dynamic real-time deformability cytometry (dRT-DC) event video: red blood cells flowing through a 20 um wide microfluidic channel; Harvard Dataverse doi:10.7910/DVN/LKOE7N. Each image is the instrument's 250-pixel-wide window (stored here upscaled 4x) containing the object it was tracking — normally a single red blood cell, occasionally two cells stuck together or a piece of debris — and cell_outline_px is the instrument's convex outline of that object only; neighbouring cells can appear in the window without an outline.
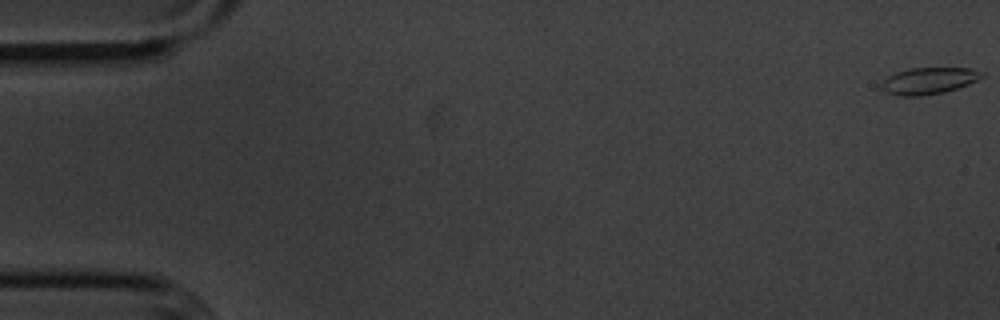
{"species": "common noctule bat (a hibernating species)", "species_latin": "Nyctalus noctula", "temperature_condition": "cold", "stored_images_in_passage": 56, "camera_frame_rate_fps": 3000, "um_per_image_px": 0.085, "animal": {"sex": "male", "body_mass_g": 20.1, "forearm_length_mm": 53.5}, "frame": {"image": 1, "passage_image": 1, "time_ms": 0.0, "image_size_px": [1000, 320], "cell_outline_px": [[984, 76], [968, 84], [944, 92], [920, 96], [896, 96], [880, 88], [880, 84], [888, 76], [896, 72], [912, 68], [972, 68], [984, 72]], "centroid_in_image_um": [78.94, 6.86], "position_along_channel_um": 6.1, "area_um2": 15.55}}
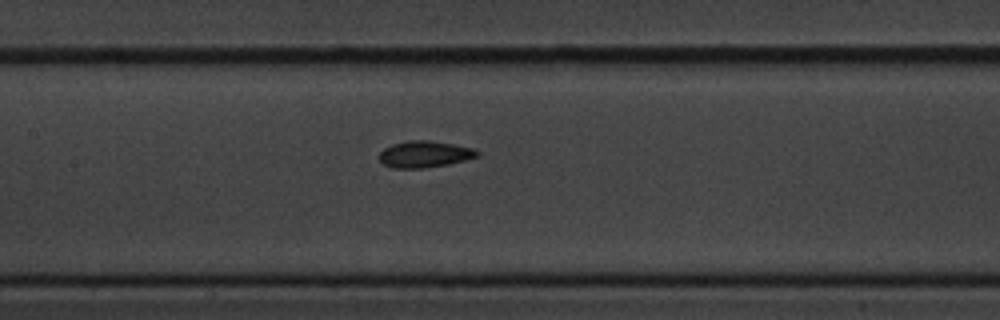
{"frame": {"image": 2, "passage_image": 27, "time_ms": 8.667, "image_size_px": [1000, 320], "cell_outline_px": [[480, 156], [448, 164], [424, 168], [392, 168], [384, 164], [380, 160], [380, 152], [384, 148], [392, 144], [408, 140], [428, 140], [452, 144], [472, 148], [480, 152]], "centroid_in_image_um": [36.09, 13.1], "position_along_channel_um": 171.3, "area_um2": 15.09}}
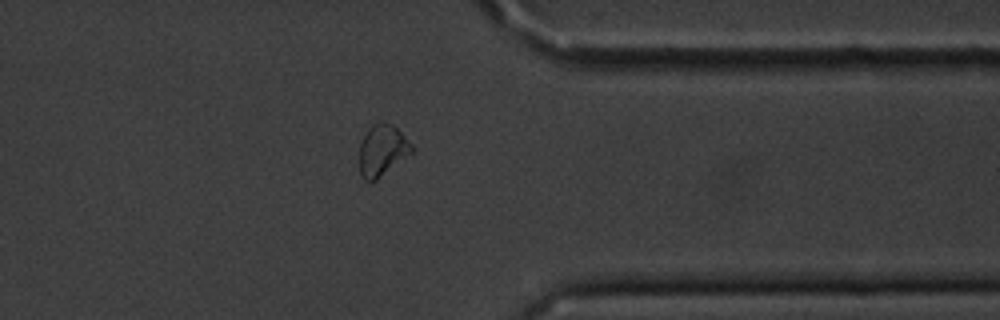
{"frame": {"image": 3, "passage_image": 45, "time_ms": 14.667, "image_size_px": [1000, 320], "cell_outline_px": [[412, 152], [376, 180], [364, 180], [360, 172], [360, 144], [368, 128], [372, 124], [380, 120], [384, 120], [392, 124], [412, 144]], "centroid_in_image_um": [32.48, 12.73], "position_along_channel_um": 378.9, "area_um2": 15.43}, "authors_computed_cell_mechanics": {"area_um2": 15.4326, "velocity_mm_per_s": 3.5763, "shape_relaxation_time_tau1_ms": 3.2373, "shape_relaxation_time_tau2_ms": 2.0953, "deformation_change_tau1": 0.0943, "deformation_change_tau2": 0.0508}}